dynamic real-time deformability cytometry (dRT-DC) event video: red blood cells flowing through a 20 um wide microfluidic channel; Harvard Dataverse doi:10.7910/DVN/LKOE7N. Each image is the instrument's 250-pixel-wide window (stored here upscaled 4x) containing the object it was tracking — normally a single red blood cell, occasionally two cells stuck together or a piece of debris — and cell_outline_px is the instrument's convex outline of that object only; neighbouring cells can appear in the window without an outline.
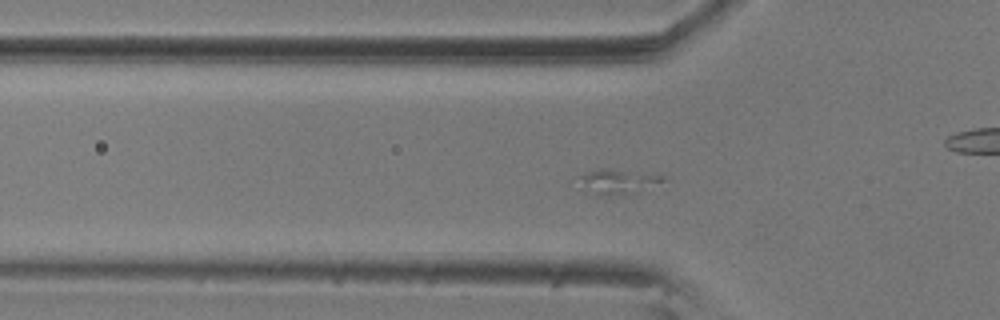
{"species": "common noctule bat (a hibernating species)", "species_latin": "Nyctalus noctula", "temperature_condition": "room temperature", "stored_images_in_passage": 59, "camera_frame_rate_fps": 3000, "um_per_image_px": 0.085, "animal": {"sex": "male", "body_mass_g": 20.5, "forearm_length_mm": 52.5}, "frame": {"image": 1, "passage_image": 18, "time_ms": 5.667, "image_size_px": [1000, 320], "cell_outline_px": [[668, 180], [640, 192], [608, 196], [604, 196], [596, 192], [580, 176], [588, 172], [600, 168], [668, 176]], "centroid_in_image_um": [52.77, 15.43], "position_along_channel_um": 73.0, "area_um2": 11.33}}
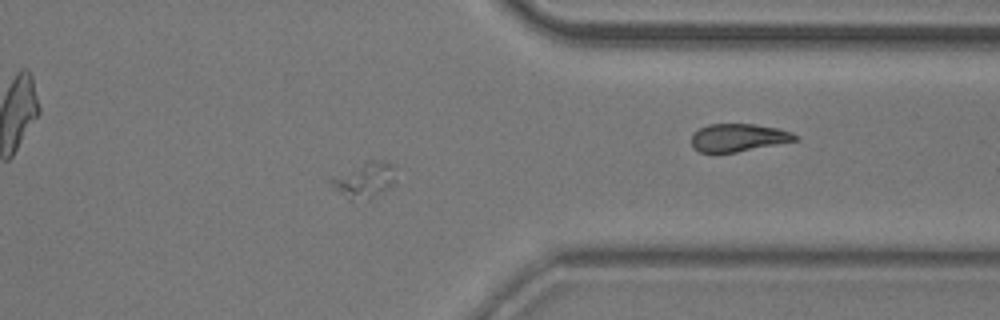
{"frame": {"image": 2, "passage_image": 46, "time_ms": 15.0, "image_size_px": [1000, 320], "cell_outline_px": [[396, 168], [392, 184], [388, 188], [368, 200], [348, 200], [332, 188], [328, 180], [372, 160], [388, 160], [396, 164]], "centroid_in_image_um": [31.02, 15.32], "position_along_channel_um": 380.4, "area_um2": 13.24}}
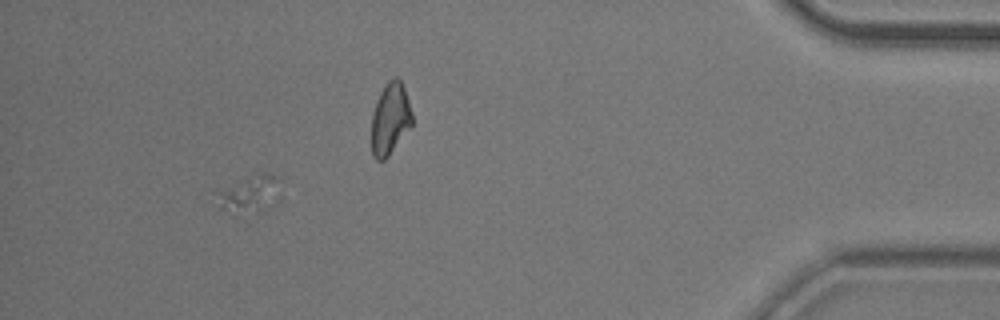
{"frame": {"image": 3, "passage_image": 54, "time_ms": 17.667, "image_size_px": [1000, 320], "cell_outline_px": [[284, 180], [248, 208], [220, 208], [216, 192], [248, 176], [264, 172], [268, 172]], "centroid_in_image_um": [21.03, 16.21], "position_along_channel_um": 414.2, "area_um2": 10.35}}